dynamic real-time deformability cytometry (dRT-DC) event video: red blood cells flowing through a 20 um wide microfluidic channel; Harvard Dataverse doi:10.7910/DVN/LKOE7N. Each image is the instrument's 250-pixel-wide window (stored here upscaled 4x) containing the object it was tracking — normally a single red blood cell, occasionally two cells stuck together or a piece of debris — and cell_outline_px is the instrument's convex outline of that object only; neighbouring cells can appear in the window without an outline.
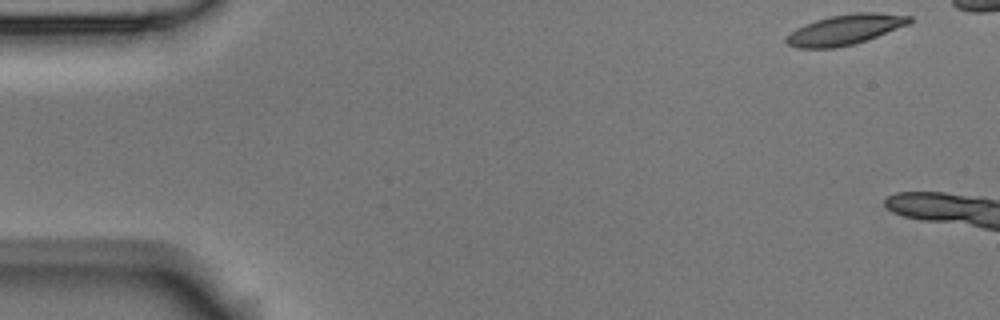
{"species": "Egyptian fruit bat (a non-hibernating species)", "species_latin": "Rousettus aegyptiacus", "temperature_condition": "room temperature", "stored_images_in_passage": 11, "camera_frame_rate_fps": 3000, "um_per_image_px": 0.085, "animal": {"sex": "male"}, "frame": {"image": 1, "passage_image": 1, "time_ms": 0.0, "image_size_px": [1000, 320], "cell_outline_px": [[912, 20], [908, 24], [876, 36], [852, 44], [836, 48], [796, 48], [788, 44], [784, 40], [796, 28], [804, 24], [816, 20], [832, 16], [856, 12], [880, 12], [912, 16]], "centroid_in_image_um": [71.82, 2.51], "position_along_channel_um": 13.2, "area_um2": 21.39}}